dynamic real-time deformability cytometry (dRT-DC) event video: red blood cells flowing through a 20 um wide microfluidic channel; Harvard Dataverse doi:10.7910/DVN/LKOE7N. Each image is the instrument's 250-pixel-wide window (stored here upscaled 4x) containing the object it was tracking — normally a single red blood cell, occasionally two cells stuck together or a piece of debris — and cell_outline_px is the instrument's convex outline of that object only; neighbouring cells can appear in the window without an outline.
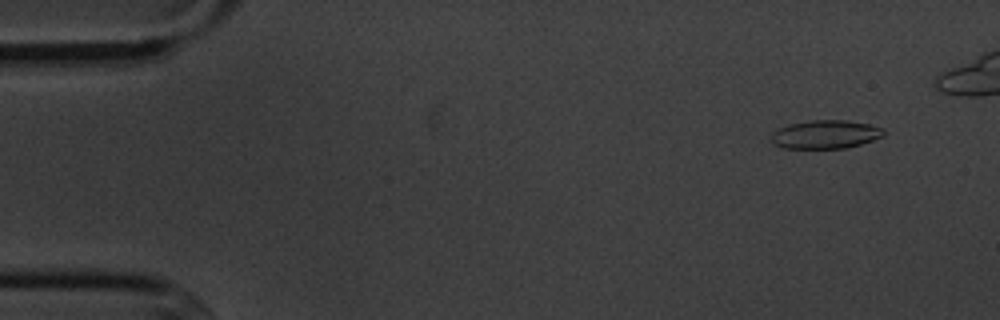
{"species": "common noctule bat (a hibernating species)", "species_latin": "Nyctalus noctula", "temperature_condition": "cold", "stored_images_in_passage": 6, "camera_frame_rate_fps": 3000, "um_per_image_px": 0.085, "animal": {"sex": "male", "body_mass_g": 20.1, "forearm_length_mm": 53.5}, "frame": {"image": 1, "passage_image": 2, "time_ms": 1.333, "image_size_px": [1000, 320], "cell_outline_px": [[884, 136], [860, 144], [844, 148], [784, 148], [772, 144], [772, 132], [788, 124], [812, 120], [848, 120], [868, 124], [884, 128]], "centroid_in_image_um": [70.16, 11.42], "position_along_channel_um": 14.8, "area_um2": 18.61}}